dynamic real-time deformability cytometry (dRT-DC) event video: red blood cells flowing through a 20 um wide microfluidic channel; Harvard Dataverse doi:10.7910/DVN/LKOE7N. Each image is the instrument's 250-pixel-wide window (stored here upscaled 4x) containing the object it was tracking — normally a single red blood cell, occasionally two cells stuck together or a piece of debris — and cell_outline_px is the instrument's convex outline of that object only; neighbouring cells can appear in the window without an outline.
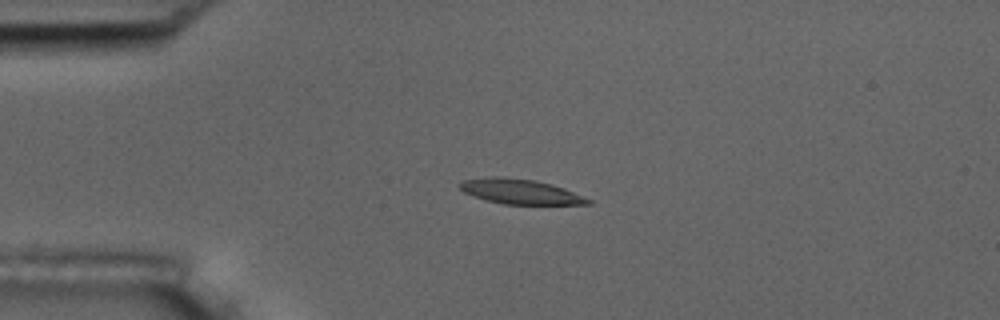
{"species": "common noctule bat (a hibernating species)", "species_latin": "Nyctalus noctula", "temperature_condition": "room temperature", "stored_images_in_passage": 6, "camera_frame_rate_fps": 3000, "um_per_image_px": 0.085, "animal": {"sex": "male", "body_mass_g": 17.5, "forearm_length_mm": 52.3}, "frame": {"image": 1, "passage_image": 4, "time_ms": 4.333, "image_size_px": [1000, 320], "cell_outline_px": [[592, 204], [504, 204], [488, 200], [464, 192], [460, 188], [460, 180], [492, 176], [504, 176], [536, 180], [552, 184], [564, 188], [592, 200]], "centroid_in_image_um": [44.23, 16.26], "position_along_channel_um": 40.8, "area_um2": 18.55}}